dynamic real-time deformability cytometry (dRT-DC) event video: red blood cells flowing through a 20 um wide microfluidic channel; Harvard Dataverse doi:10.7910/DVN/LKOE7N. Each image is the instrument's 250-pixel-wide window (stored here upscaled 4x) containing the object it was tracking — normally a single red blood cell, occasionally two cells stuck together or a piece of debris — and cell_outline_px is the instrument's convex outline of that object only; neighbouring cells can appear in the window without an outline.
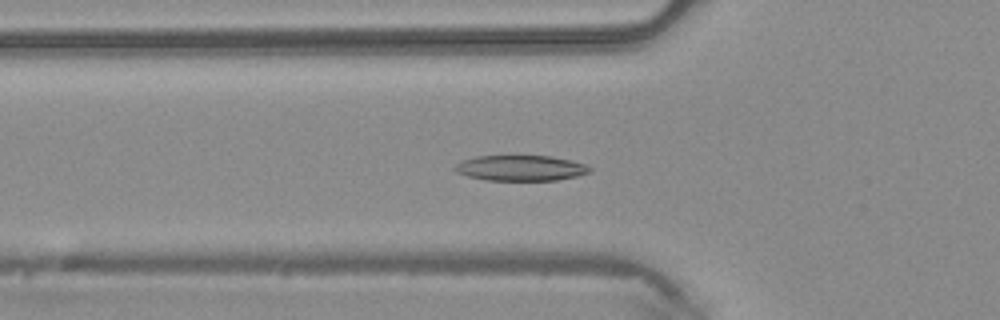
{"species": "common noctule bat (a hibernating species)", "species_latin": "Nyctalus noctula", "temperature_condition": "warm", "stored_images_in_passage": 35, "segment_of_instrument_passage": [1, 2], "camera_frame_rate_fps": 3000, "um_per_image_px": 0.085, "animal": {"sex": "male", "body_mass_g": 20.4}, "frame": {"image": 1, "passage_image": 3, "time_ms": 0.667, "image_size_px": [1000, 320], "cell_outline_px": [[592, 172], [576, 176], [556, 180], [484, 180], [468, 176], [456, 172], [452, 168], [456, 164], [464, 160], [476, 156], [548, 156], [568, 160], [584, 164], [592, 168]], "centroid_in_image_um": [44.23, 14.29], "position_along_channel_um": 81.6, "area_um2": 19.88}}
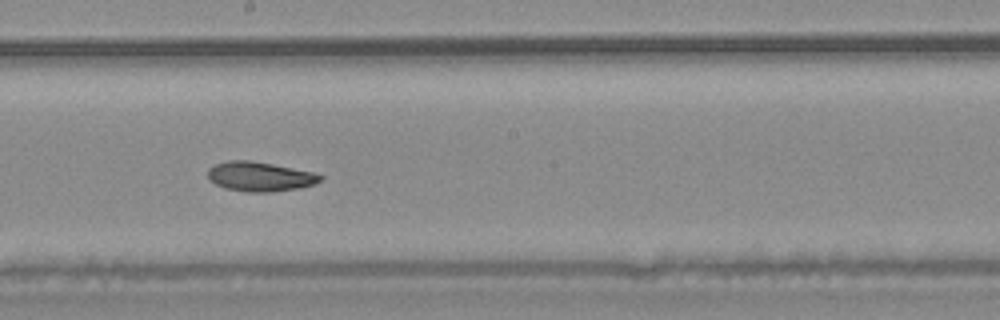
{"frame": {"image": 2, "passage_image": 13, "time_ms": 4.0, "image_size_px": [1000, 320], "cell_outline_px": [[324, 176], [316, 184], [300, 188], [268, 192], [248, 192], [224, 188], [208, 180], [208, 168], [216, 164], [228, 160], [248, 160], [272, 164], [312, 172]], "centroid_in_image_um": [22.07, 15.01], "position_along_channel_um": 226.1, "area_um2": 19.31}}
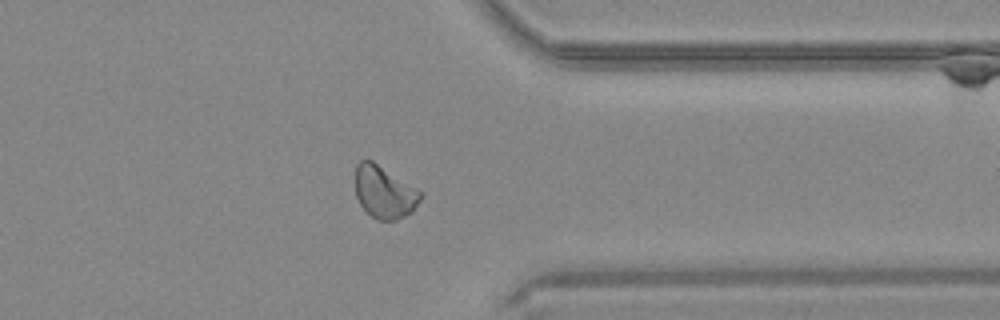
{"frame": {"image": 3, "passage_image": 24, "time_ms": 7.667, "image_size_px": [1000, 320], "cell_outline_px": [[424, 196], [412, 212], [396, 220], [376, 220], [360, 204], [356, 196], [356, 164], [360, 160], [372, 160], [424, 192]], "centroid_in_image_um": [32.71, 16.33], "position_along_channel_um": 378.7, "area_um2": 20.06}}